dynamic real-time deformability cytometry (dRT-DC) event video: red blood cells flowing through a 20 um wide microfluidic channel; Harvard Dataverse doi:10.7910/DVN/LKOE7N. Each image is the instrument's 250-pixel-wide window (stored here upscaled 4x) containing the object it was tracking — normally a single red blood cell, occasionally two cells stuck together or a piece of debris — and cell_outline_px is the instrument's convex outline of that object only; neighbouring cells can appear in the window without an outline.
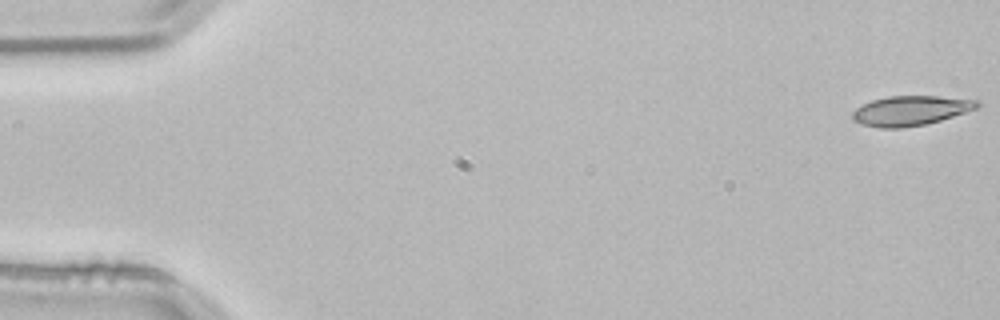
{"species": "common noctule bat (a hibernating species)", "species_latin": "Nyctalus noctula", "temperature_condition": "room temperature", "stored_images_in_passage": 53, "camera_frame_rate_fps": 3000, "um_per_image_px": 0.085, "animal": {"sex": "male", "body_mass_g": 21.5, "forearm_length_mm": 52.0}, "frame": {"image": 1, "passage_image": 1, "time_ms": 0.0, "image_size_px": [1000, 320], "cell_outline_px": [[980, 108], [928, 124], [904, 128], [880, 128], [860, 124], [852, 120], [852, 112], [856, 108], [872, 100], [888, 96], [936, 96], [980, 100]], "centroid_in_image_um": [77.43, 9.41], "position_along_channel_um": 7.6, "area_um2": 21.91}}
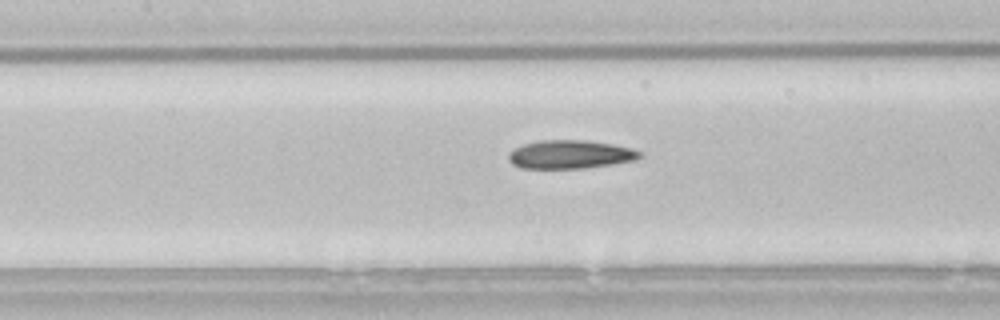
{"frame": {"image": 2, "passage_image": 24, "time_ms": 7.667, "image_size_px": [1000, 320], "cell_outline_px": [[644, 156], [636, 160], [612, 164], [584, 168], [520, 168], [512, 164], [508, 160], [508, 152], [512, 148], [536, 140], [588, 140], [612, 144], [632, 148], [640, 152]], "centroid_in_image_um": [48.44, 13.12], "position_along_channel_um": 159.0, "area_um2": 22.02}}
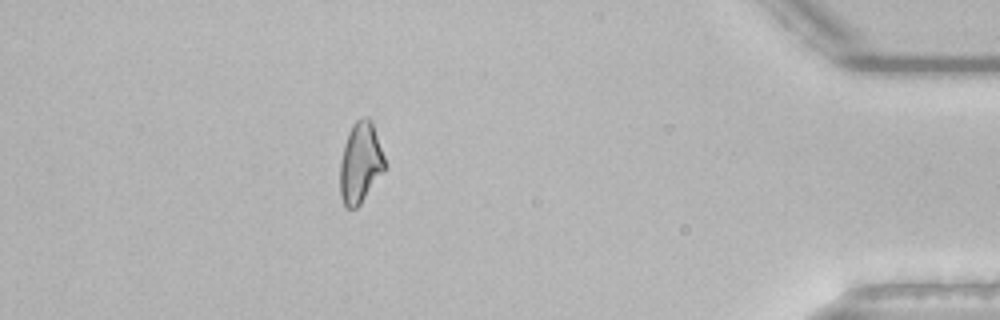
{"frame": {"image": 3, "passage_image": 47, "time_ms": 15.333, "image_size_px": [1000, 320], "cell_outline_px": [[384, 168], [360, 204], [356, 208], [344, 208], [340, 196], [340, 160], [344, 144], [348, 132], [352, 124], [360, 116], [368, 116], [372, 120], [384, 156]], "centroid_in_image_um": [30.59, 13.79], "position_along_channel_um": 404.6, "area_um2": 20.98}, "authors_computed_cell_mechanics": {"area_um2": 21.5594, "velocity_mm_per_s": 3.842, "shape_relaxation_time_tau1_ms": null, "shape_relaxation_time_tau2_ms": 5.5996, "deformation_change_tau1": null, "deformation_change_tau2": 0.1435}}